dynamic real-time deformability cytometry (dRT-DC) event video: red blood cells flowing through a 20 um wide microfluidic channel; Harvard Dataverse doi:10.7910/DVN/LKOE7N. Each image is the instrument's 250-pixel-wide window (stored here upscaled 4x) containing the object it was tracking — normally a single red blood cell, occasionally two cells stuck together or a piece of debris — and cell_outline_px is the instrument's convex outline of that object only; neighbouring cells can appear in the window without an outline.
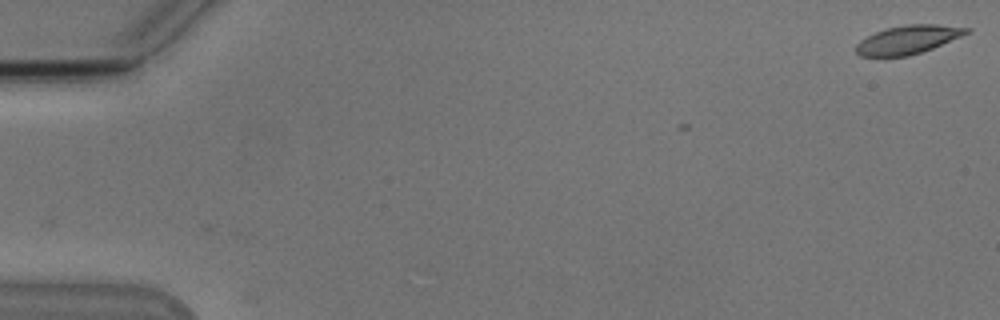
{"species": "Egyptian fruit bat (a non-hibernating species)", "species_latin": "Rousettus aegyptiacus", "temperature_condition": "cold", "stored_images_in_passage": 4, "camera_frame_rate_fps": 3000, "um_per_image_px": 0.085, "animal": {"sex": "male"}, "frame": {"image": 1, "passage_image": 1, "time_ms": 0.0, "image_size_px": [1000, 320], "cell_outline_px": [[972, 32], [932, 48], [908, 56], [860, 56], [856, 52], [856, 44], [860, 40], [876, 32], [888, 28], [904, 24], [936, 24], [972, 28]], "centroid_in_image_um": [77.21, 3.36], "position_along_channel_um": 7.8, "area_um2": 18.26}}